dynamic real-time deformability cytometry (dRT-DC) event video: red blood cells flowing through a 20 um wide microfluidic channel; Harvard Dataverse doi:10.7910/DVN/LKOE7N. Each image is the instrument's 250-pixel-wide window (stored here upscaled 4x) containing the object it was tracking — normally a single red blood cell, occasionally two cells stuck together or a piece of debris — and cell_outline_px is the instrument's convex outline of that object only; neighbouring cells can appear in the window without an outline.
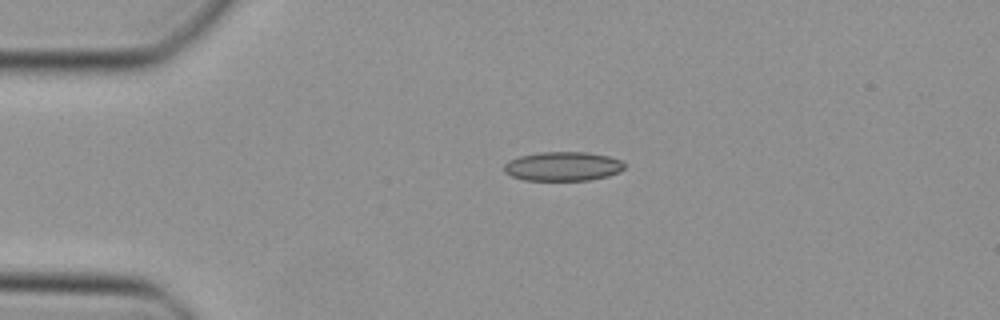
{"species": "Egyptian fruit bat (a non-hibernating species)", "species_latin": "Rousettus aegyptiacus", "temperature_condition": "cold", "stored_images_in_passage": 38, "camera_frame_rate_fps": 3000, "um_per_image_px": 0.085, "animal": {"sex": "female"}, "frame": {"image": 1, "passage_image": 1, "time_ms": 0.0, "image_size_px": [1000, 320], "cell_outline_px": [[628, 164], [620, 172], [608, 176], [588, 180], [524, 180], [512, 176], [504, 172], [504, 164], [508, 160], [520, 156], [540, 152], [588, 152], [608, 156], [620, 160]], "centroid_in_image_um": [47.86, 14.13], "position_along_channel_um": 37.1, "area_um2": 20.58}}
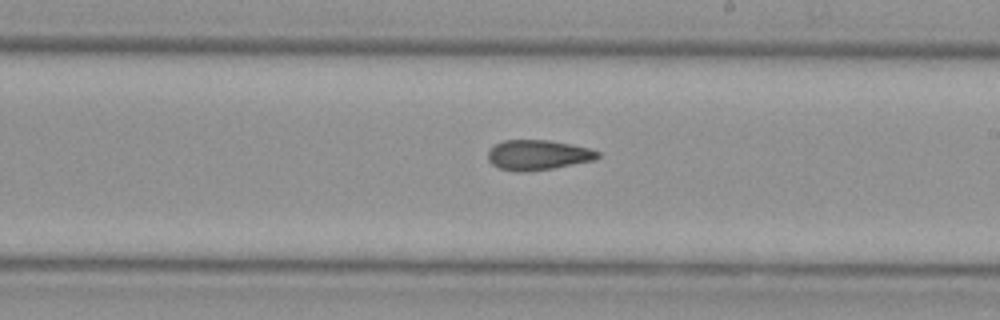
{"frame": {"image": 2, "passage_image": 18, "time_ms": 5.667, "image_size_px": [1000, 320], "cell_outline_px": [[600, 156], [596, 160], [552, 168], [520, 172], [500, 168], [492, 164], [488, 160], [488, 148], [504, 140], [548, 140], [588, 148], [600, 152]], "centroid_in_image_um": [45.71, 13.17], "position_along_channel_um": 243.3, "area_um2": 19.07}}
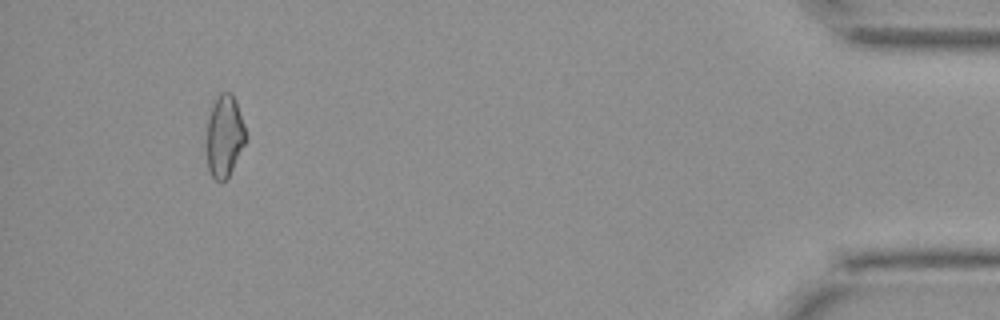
{"frame": {"image": 3, "passage_image": 35, "time_ms": 11.333, "image_size_px": [1000, 320], "cell_outline_px": [[248, 140], [228, 176], [224, 180], [216, 180], [212, 176], [208, 168], [208, 116], [212, 104], [220, 92], [232, 92], [244, 124], [248, 136]], "centroid_in_image_um": [19.12, 11.53], "position_along_channel_um": 416.1, "area_um2": 18.55}}